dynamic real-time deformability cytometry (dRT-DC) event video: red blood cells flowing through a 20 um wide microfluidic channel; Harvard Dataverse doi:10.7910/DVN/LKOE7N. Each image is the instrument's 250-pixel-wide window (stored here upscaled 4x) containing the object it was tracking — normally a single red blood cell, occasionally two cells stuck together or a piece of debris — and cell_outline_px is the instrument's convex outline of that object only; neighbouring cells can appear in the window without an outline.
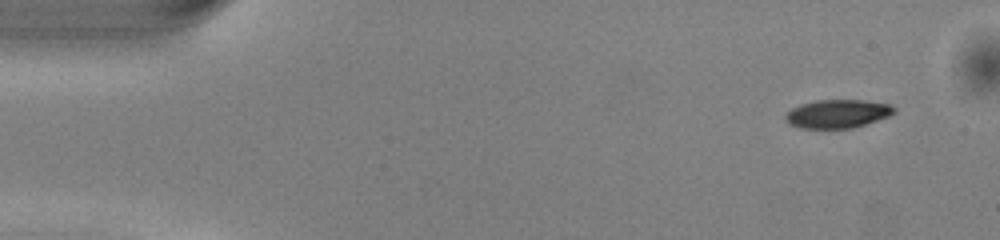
{"species": "common noctule bat (a hibernating species)", "species_latin": "Nyctalus noctula", "temperature_condition": "warm", "stored_images_in_passage": 48, "camera_frame_rate_fps": 3000, "um_per_image_px": 0.085, "animal": {"sex": "male", "body_mass_g": 13.0, "forearm_length_mm": 53.1}, "frame": {"image": 1, "passage_image": 1, "time_ms": 0.0, "image_size_px": [1000, 240], "cell_outline_px": [[896, 112], [888, 116], [852, 128], [800, 128], [788, 124], [784, 116], [792, 108], [800, 104], [816, 100], [864, 100], [888, 104], [896, 108]], "centroid_in_image_um": [71.16, 9.66], "position_along_channel_um": 13.8, "area_um2": 17.92}}
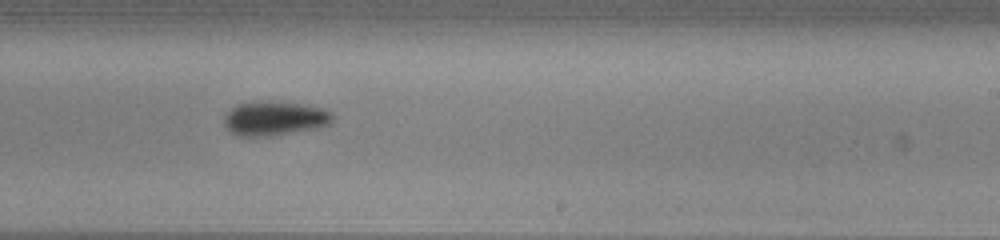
{"frame": {"image": 2, "passage_image": 28, "time_ms": 9.0, "image_size_px": [1000, 240], "cell_outline_px": [[332, 120], [328, 124], [320, 128], [268, 136], [240, 136], [232, 132], [224, 124], [224, 116], [236, 104], [256, 100], [268, 100], [304, 104], [324, 108], [332, 112]], "centroid_in_image_um": [23.35, 10.04], "position_along_channel_um": 265.6, "area_um2": 21.91}}
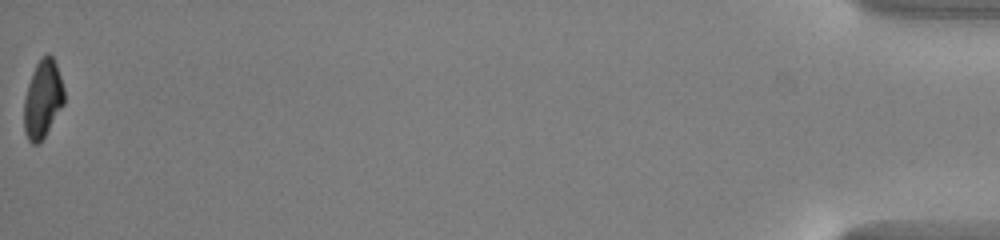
{"frame": {"image": 3, "passage_image": 48, "time_ms": 15.667, "image_size_px": [1000, 240], "cell_outline_px": [[64, 104], [44, 136], [36, 144], [32, 144], [28, 140], [24, 132], [24, 100], [28, 84], [32, 72], [36, 64], [48, 52], [52, 56], [56, 64], [64, 88]], "centroid_in_image_um": [3.63, 8.41], "position_along_channel_um": 431.6, "area_um2": 18.03}, "authors_computed_cell_mechanics": {"area_um2": 19.9988, "velocity_mm_per_s": 4.0676, "shape_relaxation_time_tau1_ms": 1.9626, "shape_relaxation_time_tau2_ms": null, "deformation_change_tau1": 0.1108, "deformation_change_tau2": null}}